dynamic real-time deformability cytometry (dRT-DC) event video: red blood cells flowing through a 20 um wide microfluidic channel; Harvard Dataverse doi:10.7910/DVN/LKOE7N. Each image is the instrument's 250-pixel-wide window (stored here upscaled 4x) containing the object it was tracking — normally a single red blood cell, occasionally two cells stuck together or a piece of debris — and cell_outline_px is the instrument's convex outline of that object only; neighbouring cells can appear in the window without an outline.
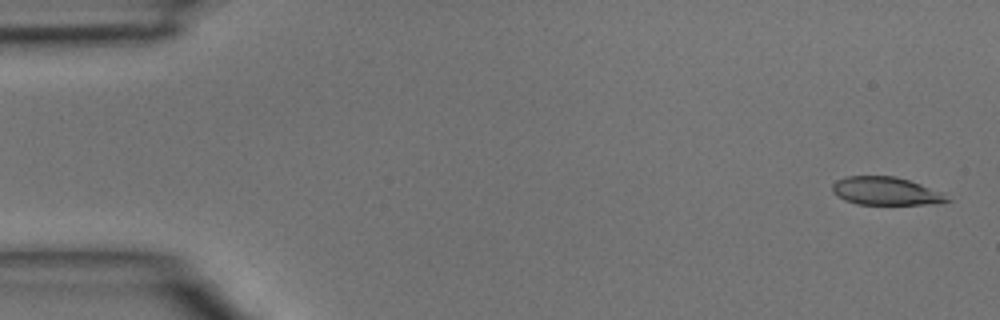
{"species": "common noctule bat (a hibernating species)", "species_latin": "Nyctalus noctula", "temperature_condition": "room temperature", "stored_images_in_passage": 4, "camera_frame_rate_fps": 3000, "um_per_image_px": 0.085, "animal": {"sex": "male", "body_mass_g": 15.6}, "frame": {"image": 1, "passage_image": 1, "time_ms": 0.0, "image_size_px": [1000, 320], "cell_outline_px": [[952, 200], [936, 204], [856, 204], [844, 200], [836, 196], [832, 192], [832, 184], [836, 180], [844, 176], [896, 176], [944, 192]], "centroid_in_image_um": [75.29, 16.24], "position_along_channel_um": 9.7, "area_um2": 19.02}}
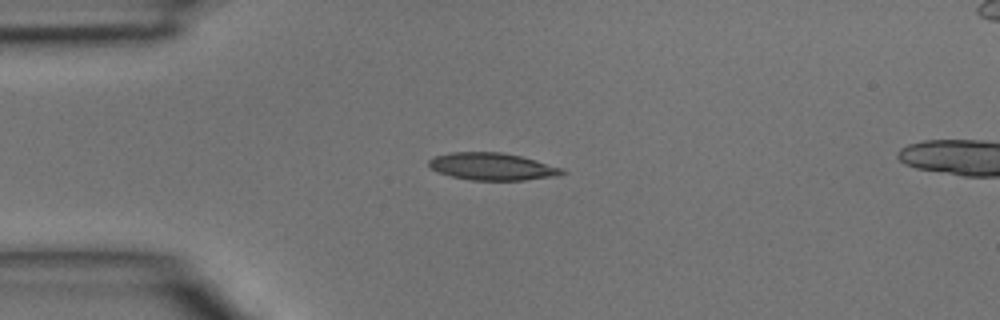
{"frame": {"image": 2, "passage_image": 3, "time_ms": 0.667, "image_size_px": [1000, 320], "cell_outline_px": [[568, 172], [556, 176], [524, 180], [472, 180], [452, 176], [440, 172], [432, 168], [428, 164], [428, 160], [436, 156], [452, 152], [500, 152], [520, 156], [536, 160], [564, 168]], "centroid_in_image_um": [41.89, 14.15], "position_along_channel_um": 43.1, "area_um2": 21.04}}